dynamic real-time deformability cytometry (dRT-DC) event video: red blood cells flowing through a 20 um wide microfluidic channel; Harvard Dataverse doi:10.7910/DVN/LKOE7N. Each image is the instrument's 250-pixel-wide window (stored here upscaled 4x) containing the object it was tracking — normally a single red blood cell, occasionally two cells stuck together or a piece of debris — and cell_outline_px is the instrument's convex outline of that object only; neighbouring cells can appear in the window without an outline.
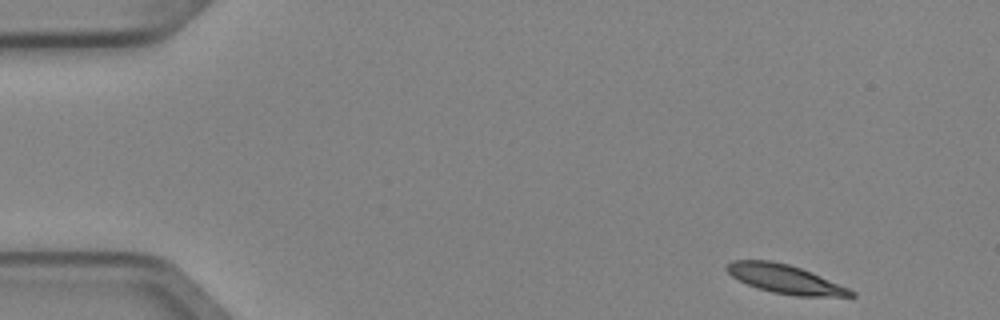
{"species": "Egyptian fruit bat (a non-hibernating species)", "species_latin": "Rousettus aegyptiacus", "temperature_condition": "cold", "stored_images_in_passage": 5, "camera_frame_rate_fps": 3000, "um_per_image_px": 0.085, "animal": {"sex": "female"}, "frame": {"image": 1, "passage_image": 1, "time_ms": 0.0, "image_size_px": [1000, 320], "cell_outline_px": [[856, 296], [796, 296], [772, 292], [756, 288], [732, 276], [724, 268], [732, 260], [772, 260], [788, 264], [812, 272], [848, 288], [856, 292]], "centroid_in_image_um": [66.72, 23.71], "position_along_channel_um": 18.3, "area_um2": 20.69}}
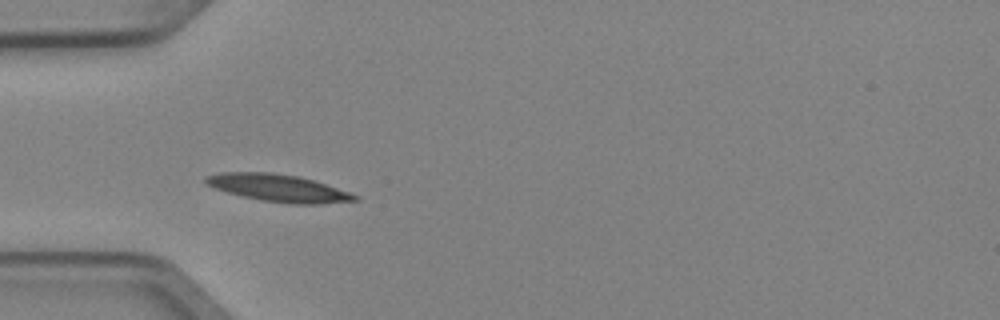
{"frame": {"image": 2, "passage_image": 4, "time_ms": 1.0, "image_size_px": [1000, 320], "cell_outline_px": [[360, 200], [320, 204], [292, 204], [260, 200], [228, 192], [204, 184], [204, 176], [220, 172], [272, 172], [300, 176], [360, 196]], "centroid_in_image_um": [23.64, 15.97], "position_along_channel_um": 61.4, "area_um2": 23.7}}
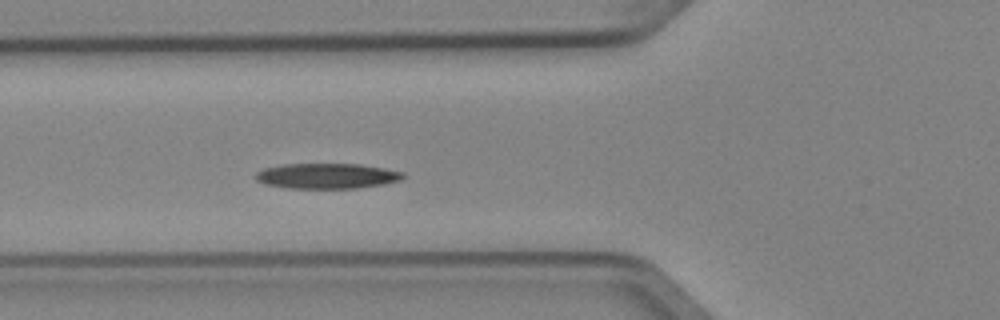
{"frame": {"image": 3, "passage_image": 5, "time_ms": 1.333, "image_size_px": [1000, 320], "cell_outline_px": [[404, 176], [400, 180], [384, 184], [356, 188], [288, 188], [264, 184], [256, 180], [256, 172], [264, 168], [284, 164], [360, 164], [384, 168], [404, 172]], "centroid_in_image_um": [27.78, 14.95], "position_along_channel_um": 98.0, "area_um2": 21.73}}